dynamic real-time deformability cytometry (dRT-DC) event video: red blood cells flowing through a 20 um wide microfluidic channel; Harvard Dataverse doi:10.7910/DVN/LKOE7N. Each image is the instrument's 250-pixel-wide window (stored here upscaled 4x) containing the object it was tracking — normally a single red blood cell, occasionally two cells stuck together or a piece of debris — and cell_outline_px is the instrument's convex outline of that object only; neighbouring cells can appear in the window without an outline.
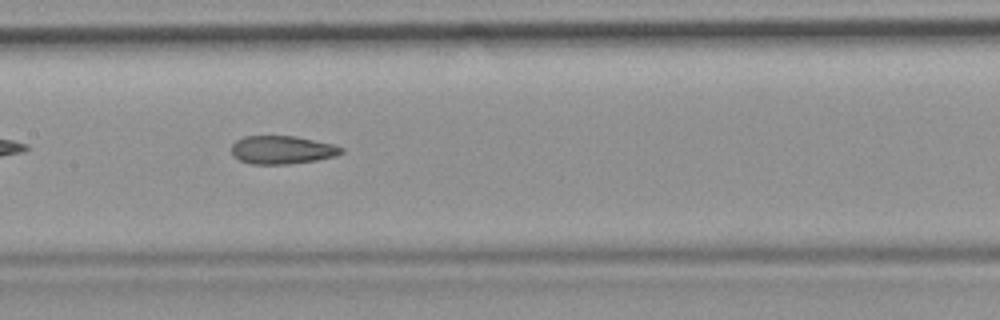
{"species": "common noctule bat (a hibernating species)", "species_latin": "Nyctalus noctula", "temperature_condition": "room temperature", "stored_images_in_passage": 37, "camera_frame_rate_fps": 3000, "um_per_image_px": 0.085, "animal": {"sex": "female", "body_mass_g": 19.9}, "frame": {"image": 1, "passage_image": 11, "time_ms": 3.333, "image_size_px": [1000, 320], "cell_outline_px": [[344, 152], [336, 156], [316, 160], [288, 164], [252, 164], [240, 160], [232, 152], [232, 144], [236, 140], [244, 136], [296, 136], [332, 144], [344, 148]], "centroid_in_image_um": [24.0, 12.73], "position_along_channel_um": 183.4, "area_um2": 17.98}, "authors_computed_cell_mechanics": {"area_um2": 18.6116, "velocity_mm_per_s": 3.9517, "shape_relaxation_time_tau1_ms": null, "shape_relaxation_time_tau2_ms": 2.499, "deformation_change_tau1": null, "deformation_change_tau2": 0.1045}}